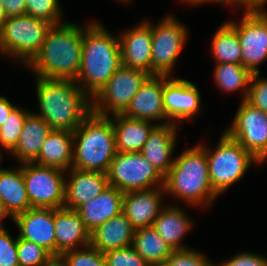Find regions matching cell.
Segmentation results:
<instances>
[{
	"mask_svg": "<svg viewBox=\"0 0 267 266\" xmlns=\"http://www.w3.org/2000/svg\"><path fill=\"white\" fill-rule=\"evenodd\" d=\"M62 22L52 25L41 49L26 65L37 77L76 81L82 58L83 30L89 25Z\"/></svg>",
	"mask_w": 267,
	"mask_h": 266,
	"instance_id": "cell-1",
	"label": "cell"
},
{
	"mask_svg": "<svg viewBox=\"0 0 267 266\" xmlns=\"http://www.w3.org/2000/svg\"><path fill=\"white\" fill-rule=\"evenodd\" d=\"M122 66L119 38L91 21L83 30L82 58L76 83L93 99Z\"/></svg>",
	"mask_w": 267,
	"mask_h": 266,
	"instance_id": "cell-2",
	"label": "cell"
},
{
	"mask_svg": "<svg viewBox=\"0 0 267 266\" xmlns=\"http://www.w3.org/2000/svg\"><path fill=\"white\" fill-rule=\"evenodd\" d=\"M39 113L51 129L73 132L92 112V99L75 82L36 76Z\"/></svg>",
	"mask_w": 267,
	"mask_h": 266,
	"instance_id": "cell-3",
	"label": "cell"
},
{
	"mask_svg": "<svg viewBox=\"0 0 267 266\" xmlns=\"http://www.w3.org/2000/svg\"><path fill=\"white\" fill-rule=\"evenodd\" d=\"M165 194L182 199L187 204L203 207L219 197L212 189L207 155L204 145L185 149L174 158V163L164 177Z\"/></svg>",
	"mask_w": 267,
	"mask_h": 266,
	"instance_id": "cell-4",
	"label": "cell"
},
{
	"mask_svg": "<svg viewBox=\"0 0 267 266\" xmlns=\"http://www.w3.org/2000/svg\"><path fill=\"white\" fill-rule=\"evenodd\" d=\"M117 153L111 118L91 112L73 131L72 168L107 173Z\"/></svg>",
	"mask_w": 267,
	"mask_h": 266,
	"instance_id": "cell-5",
	"label": "cell"
},
{
	"mask_svg": "<svg viewBox=\"0 0 267 266\" xmlns=\"http://www.w3.org/2000/svg\"><path fill=\"white\" fill-rule=\"evenodd\" d=\"M51 26L27 14L8 17L0 29V52L27 65L41 49Z\"/></svg>",
	"mask_w": 267,
	"mask_h": 266,
	"instance_id": "cell-6",
	"label": "cell"
},
{
	"mask_svg": "<svg viewBox=\"0 0 267 266\" xmlns=\"http://www.w3.org/2000/svg\"><path fill=\"white\" fill-rule=\"evenodd\" d=\"M204 148L211 187L218 196L241 179L252 163L259 165L248 151L225 132L212 152L208 147Z\"/></svg>",
	"mask_w": 267,
	"mask_h": 266,
	"instance_id": "cell-7",
	"label": "cell"
},
{
	"mask_svg": "<svg viewBox=\"0 0 267 266\" xmlns=\"http://www.w3.org/2000/svg\"><path fill=\"white\" fill-rule=\"evenodd\" d=\"M107 178L123 193L164 187V177L140 152H117Z\"/></svg>",
	"mask_w": 267,
	"mask_h": 266,
	"instance_id": "cell-8",
	"label": "cell"
},
{
	"mask_svg": "<svg viewBox=\"0 0 267 266\" xmlns=\"http://www.w3.org/2000/svg\"><path fill=\"white\" fill-rule=\"evenodd\" d=\"M151 30V76H171L176 60L186 42L187 27L170 14L156 25L151 24Z\"/></svg>",
	"mask_w": 267,
	"mask_h": 266,
	"instance_id": "cell-9",
	"label": "cell"
},
{
	"mask_svg": "<svg viewBox=\"0 0 267 266\" xmlns=\"http://www.w3.org/2000/svg\"><path fill=\"white\" fill-rule=\"evenodd\" d=\"M66 171L35 163H23L22 174L33 208H63Z\"/></svg>",
	"mask_w": 267,
	"mask_h": 266,
	"instance_id": "cell-10",
	"label": "cell"
},
{
	"mask_svg": "<svg viewBox=\"0 0 267 266\" xmlns=\"http://www.w3.org/2000/svg\"><path fill=\"white\" fill-rule=\"evenodd\" d=\"M149 76L144 71L120 66L92 99V112L101 116L122 114Z\"/></svg>",
	"mask_w": 267,
	"mask_h": 266,
	"instance_id": "cell-11",
	"label": "cell"
},
{
	"mask_svg": "<svg viewBox=\"0 0 267 266\" xmlns=\"http://www.w3.org/2000/svg\"><path fill=\"white\" fill-rule=\"evenodd\" d=\"M241 22L227 23L237 32L242 48V65L260 73L258 65L267 60V11L245 10Z\"/></svg>",
	"mask_w": 267,
	"mask_h": 266,
	"instance_id": "cell-12",
	"label": "cell"
},
{
	"mask_svg": "<svg viewBox=\"0 0 267 266\" xmlns=\"http://www.w3.org/2000/svg\"><path fill=\"white\" fill-rule=\"evenodd\" d=\"M258 162L267 153V113L242 101L234 120L225 131Z\"/></svg>",
	"mask_w": 267,
	"mask_h": 266,
	"instance_id": "cell-13",
	"label": "cell"
},
{
	"mask_svg": "<svg viewBox=\"0 0 267 266\" xmlns=\"http://www.w3.org/2000/svg\"><path fill=\"white\" fill-rule=\"evenodd\" d=\"M164 75L163 101L166 116L179 126L184 119H192L201 110L200 91L190 81Z\"/></svg>",
	"mask_w": 267,
	"mask_h": 266,
	"instance_id": "cell-14",
	"label": "cell"
},
{
	"mask_svg": "<svg viewBox=\"0 0 267 266\" xmlns=\"http://www.w3.org/2000/svg\"><path fill=\"white\" fill-rule=\"evenodd\" d=\"M164 75L149 76L132 97L124 116L155 122L157 125L171 123L166 116L163 101Z\"/></svg>",
	"mask_w": 267,
	"mask_h": 266,
	"instance_id": "cell-15",
	"label": "cell"
},
{
	"mask_svg": "<svg viewBox=\"0 0 267 266\" xmlns=\"http://www.w3.org/2000/svg\"><path fill=\"white\" fill-rule=\"evenodd\" d=\"M13 222L19 228L18 237L38 244L56 259L54 209L32 207L15 215Z\"/></svg>",
	"mask_w": 267,
	"mask_h": 266,
	"instance_id": "cell-16",
	"label": "cell"
},
{
	"mask_svg": "<svg viewBox=\"0 0 267 266\" xmlns=\"http://www.w3.org/2000/svg\"><path fill=\"white\" fill-rule=\"evenodd\" d=\"M122 66L138 69L151 76V22L144 21L119 34Z\"/></svg>",
	"mask_w": 267,
	"mask_h": 266,
	"instance_id": "cell-17",
	"label": "cell"
},
{
	"mask_svg": "<svg viewBox=\"0 0 267 266\" xmlns=\"http://www.w3.org/2000/svg\"><path fill=\"white\" fill-rule=\"evenodd\" d=\"M164 193V187L126 192L122 199V213L135 229L151 227L165 207L161 205Z\"/></svg>",
	"mask_w": 267,
	"mask_h": 266,
	"instance_id": "cell-18",
	"label": "cell"
},
{
	"mask_svg": "<svg viewBox=\"0 0 267 266\" xmlns=\"http://www.w3.org/2000/svg\"><path fill=\"white\" fill-rule=\"evenodd\" d=\"M68 172L69 179L65 180V209L77 210L109 186L107 173L74 168L66 171Z\"/></svg>",
	"mask_w": 267,
	"mask_h": 266,
	"instance_id": "cell-19",
	"label": "cell"
},
{
	"mask_svg": "<svg viewBox=\"0 0 267 266\" xmlns=\"http://www.w3.org/2000/svg\"><path fill=\"white\" fill-rule=\"evenodd\" d=\"M178 126L175 123L156 125L140 153L165 177L171 169Z\"/></svg>",
	"mask_w": 267,
	"mask_h": 266,
	"instance_id": "cell-20",
	"label": "cell"
},
{
	"mask_svg": "<svg viewBox=\"0 0 267 266\" xmlns=\"http://www.w3.org/2000/svg\"><path fill=\"white\" fill-rule=\"evenodd\" d=\"M56 259L63 253L90 245V231L76 210L54 209Z\"/></svg>",
	"mask_w": 267,
	"mask_h": 266,
	"instance_id": "cell-21",
	"label": "cell"
},
{
	"mask_svg": "<svg viewBox=\"0 0 267 266\" xmlns=\"http://www.w3.org/2000/svg\"><path fill=\"white\" fill-rule=\"evenodd\" d=\"M124 193L109 185L98 196L82 204L76 211L86 228L92 232L96 227L122 212Z\"/></svg>",
	"mask_w": 267,
	"mask_h": 266,
	"instance_id": "cell-22",
	"label": "cell"
},
{
	"mask_svg": "<svg viewBox=\"0 0 267 266\" xmlns=\"http://www.w3.org/2000/svg\"><path fill=\"white\" fill-rule=\"evenodd\" d=\"M135 228L121 212L90 232V245L102 253L132 246Z\"/></svg>",
	"mask_w": 267,
	"mask_h": 266,
	"instance_id": "cell-23",
	"label": "cell"
},
{
	"mask_svg": "<svg viewBox=\"0 0 267 266\" xmlns=\"http://www.w3.org/2000/svg\"><path fill=\"white\" fill-rule=\"evenodd\" d=\"M115 134L117 152H140L152 129L157 125L151 121L134 119L115 114L109 116Z\"/></svg>",
	"mask_w": 267,
	"mask_h": 266,
	"instance_id": "cell-24",
	"label": "cell"
},
{
	"mask_svg": "<svg viewBox=\"0 0 267 266\" xmlns=\"http://www.w3.org/2000/svg\"><path fill=\"white\" fill-rule=\"evenodd\" d=\"M73 162V132L52 129L43 145L37 159L33 162L40 166H48L68 171Z\"/></svg>",
	"mask_w": 267,
	"mask_h": 266,
	"instance_id": "cell-25",
	"label": "cell"
},
{
	"mask_svg": "<svg viewBox=\"0 0 267 266\" xmlns=\"http://www.w3.org/2000/svg\"><path fill=\"white\" fill-rule=\"evenodd\" d=\"M51 130L42 117L30 112L25 119L17 144L10 154L19 159L22 164L33 163Z\"/></svg>",
	"mask_w": 267,
	"mask_h": 266,
	"instance_id": "cell-26",
	"label": "cell"
},
{
	"mask_svg": "<svg viewBox=\"0 0 267 266\" xmlns=\"http://www.w3.org/2000/svg\"><path fill=\"white\" fill-rule=\"evenodd\" d=\"M193 224L184 209L167 205L156 217L152 227L172 250H184L188 247L181 242Z\"/></svg>",
	"mask_w": 267,
	"mask_h": 266,
	"instance_id": "cell-27",
	"label": "cell"
},
{
	"mask_svg": "<svg viewBox=\"0 0 267 266\" xmlns=\"http://www.w3.org/2000/svg\"><path fill=\"white\" fill-rule=\"evenodd\" d=\"M0 199L13 217L32 208L22 174V165L17 169L4 168L0 171Z\"/></svg>",
	"mask_w": 267,
	"mask_h": 266,
	"instance_id": "cell-28",
	"label": "cell"
},
{
	"mask_svg": "<svg viewBox=\"0 0 267 266\" xmlns=\"http://www.w3.org/2000/svg\"><path fill=\"white\" fill-rule=\"evenodd\" d=\"M132 247L149 266H161L173 251L152 226L135 229Z\"/></svg>",
	"mask_w": 267,
	"mask_h": 266,
	"instance_id": "cell-29",
	"label": "cell"
},
{
	"mask_svg": "<svg viewBox=\"0 0 267 266\" xmlns=\"http://www.w3.org/2000/svg\"><path fill=\"white\" fill-rule=\"evenodd\" d=\"M213 36L211 51L215 58V64L233 63L242 65V48L237 32L225 22Z\"/></svg>",
	"mask_w": 267,
	"mask_h": 266,
	"instance_id": "cell-30",
	"label": "cell"
},
{
	"mask_svg": "<svg viewBox=\"0 0 267 266\" xmlns=\"http://www.w3.org/2000/svg\"><path fill=\"white\" fill-rule=\"evenodd\" d=\"M214 80L224 92L240 91L243 89L242 101L246 100L253 73L241 64H215Z\"/></svg>",
	"mask_w": 267,
	"mask_h": 266,
	"instance_id": "cell-31",
	"label": "cell"
},
{
	"mask_svg": "<svg viewBox=\"0 0 267 266\" xmlns=\"http://www.w3.org/2000/svg\"><path fill=\"white\" fill-rule=\"evenodd\" d=\"M29 113L30 111L16 106L0 127V146L5 151L10 153L15 148Z\"/></svg>",
	"mask_w": 267,
	"mask_h": 266,
	"instance_id": "cell-32",
	"label": "cell"
},
{
	"mask_svg": "<svg viewBox=\"0 0 267 266\" xmlns=\"http://www.w3.org/2000/svg\"><path fill=\"white\" fill-rule=\"evenodd\" d=\"M17 251L20 266H48L56 260L43 247L18 236Z\"/></svg>",
	"mask_w": 267,
	"mask_h": 266,
	"instance_id": "cell-33",
	"label": "cell"
},
{
	"mask_svg": "<svg viewBox=\"0 0 267 266\" xmlns=\"http://www.w3.org/2000/svg\"><path fill=\"white\" fill-rule=\"evenodd\" d=\"M57 260L61 266H106L104 253L91 245L67 251Z\"/></svg>",
	"mask_w": 267,
	"mask_h": 266,
	"instance_id": "cell-34",
	"label": "cell"
},
{
	"mask_svg": "<svg viewBox=\"0 0 267 266\" xmlns=\"http://www.w3.org/2000/svg\"><path fill=\"white\" fill-rule=\"evenodd\" d=\"M26 14L51 25L61 24L63 20L59 0H26Z\"/></svg>",
	"mask_w": 267,
	"mask_h": 266,
	"instance_id": "cell-35",
	"label": "cell"
},
{
	"mask_svg": "<svg viewBox=\"0 0 267 266\" xmlns=\"http://www.w3.org/2000/svg\"><path fill=\"white\" fill-rule=\"evenodd\" d=\"M104 257L106 266H149L132 246L107 251Z\"/></svg>",
	"mask_w": 267,
	"mask_h": 266,
	"instance_id": "cell-36",
	"label": "cell"
},
{
	"mask_svg": "<svg viewBox=\"0 0 267 266\" xmlns=\"http://www.w3.org/2000/svg\"><path fill=\"white\" fill-rule=\"evenodd\" d=\"M161 266H215L207 257L194 249L173 250Z\"/></svg>",
	"mask_w": 267,
	"mask_h": 266,
	"instance_id": "cell-37",
	"label": "cell"
},
{
	"mask_svg": "<svg viewBox=\"0 0 267 266\" xmlns=\"http://www.w3.org/2000/svg\"><path fill=\"white\" fill-rule=\"evenodd\" d=\"M259 74L253 73L245 101L267 113V78H260Z\"/></svg>",
	"mask_w": 267,
	"mask_h": 266,
	"instance_id": "cell-38",
	"label": "cell"
},
{
	"mask_svg": "<svg viewBox=\"0 0 267 266\" xmlns=\"http://www.w3.org/2000/svg\"><path fill=\"white\" fill-rule=\"evenodd\" d=\"M0 266H20L17 238L13 239L6 228H0Z\"/></svg>",
	"mask_w": 267,
	"mask_h": 266,
	"instance_id": "cell-39",
	"label": "cell"
},
{
	"mask_svg": "<svg viewBox=\"0 0 267 266\" xmlns=\"http://www.w3.org/2000/svg\"><path fill=\"white\" fill-rule=\"evenodd\" d=\"M219 266H267V257L251 251H242Z\"/></svg>",
	"mask_w": 267,
	"mask_h": 266,
	"instance_id": "cell-40",
	"label": "cell"
},
{
	"mask_svg": "<svg viewBox=\"0 0 267 266\" xmlns=\"http://www.w3.org/2000/svg\"><path fill=\"white\" fill-rule=\"evenodd\" d=\"M7 17L26 14V0H2Z\"/></svg>",
	"mask_w": 267,
	"mask_h": 266,
	"instance_id": "cell-41",
	"label": "cell"
},
{
	"mask_svg": "<svg viewBox=\"0 0 267 266\" xmlns=\"http://www.w3.org/2000/svg\"><path fill=\"white\" fill-rule=\"evenodd\" d=\"M16 105H12L11 102L4 96H0V127L4 124V121L9 117Z\"/></svg>",
	"mask_w": 267,
	"mask_h": 266,
	"instance_id": "cell-42",
	"label": "cell"
},
{
	"mask_svg": "<svg viewBox=\"0 0 267 266\" xmlns=\"http://www.w3.org/2000/svg\"><path fill=\"white\" fill-rule=\"evenodd\" d=\"M184 1L185 3H189V4H192V5H198L199 4L201 5L202 3H209V2H218L219 4H223L225 3L224 6H231V5H234V6H241V0H182Z\"/></svg>",
	"mask_w": 267,
	"mask_h": 266,
	"instance_id": "cell-43",
	"label": "cell"
},
{
	"mask_svg": "<svg viewBox=\"0 0 267 266\" xmlns=\"http://www.w3.org/2000/svg\"><path fill=\"white\" fill-rule=\"evenodd\" d=\"M267 0H241V7L246 10H265L263 7Z\"/></svg>",
	"mask_w": 267,
	"mask_h": 266,
	"instance_id": "cell-44",
	"label": "cell"
},
{
	"mask_svg": "<svg viewBox=\"0 0 267 266\" xmlns=\"http://www.w3.org/2000/svg\"><path fill=\"white\" fill-rule=\"evenodd\" d=\"M6 216L10 217L13 221V216L6 209L4 202L0 199V228H5L2 226L1 222L6 218Z\"/></svg>",
	"mask_w": 267,
	"mask_h": 266,
	"instance_id": "cell-45",
	"label": "cell"
},
{
	"mask_svg": "<svg viewBox=\"0 0 267 266\" xmlns=\"http://www.w3.org/2000/svg\"><path fill=\"white\" fill-rule=\"evenodd\" d=\"M7 18L8 17L5 13L4 4H3L2 0H0V29L2 28L4 22L6 21Z\"/></svg>",
	"mask_w": 267,
	"mask_h": 266,
	"instance_id": "cell-46",
	"label": "cell"
},
{
	"mask_svg": "<svg viewBox=\"0 0 267 266\" xmlns=\"http://www.w3.org/2000/svg\"><path fill=\"white\" fill-rule=\"evenodd\" d=\"M48 266H61L60 262L56 259L54 262H52L50 265Z\"/></svg>",
	"mask_w": 267,
	"mask_h": 266,
	"instance_id": "cell-47",
	"label": "cell"
},
{
	"mask_svg": "<svg viewBox=\"0 0 267 266\" xmlns=\"http://www.w3.org/2000/svg\"><path fill=\"white\" fill-rule=\"evenodd\" d=\"M267 159V153L262 157V159L259 161V164H262L264 162H266Z\"/></svg>",
	"mask_w": 267,
	"mask_h": 266,
	"instance_id": "cell-48",
	"label": "cell"
},
{
	"mask_svg": "<svg viewBox=\"0 0 267 266\" xmlns=\"http://www.w3.org/2000/svg\"><path fill=\"white\" fill-rule=\"evenodd\" d=\"M1 151V150H0ZM3 155H2V153L0 152V162H2V157ZM3 170V168L2 167H0V171H2Z\"/></svg>",
	"mask_w": 267,
	"mask_h": 266,
	"instance_id": "cell-49",
	"label": "cell"
},
{
	"mask_svg": "<svg viewBox=\"0 0 267 266\" xmlns=\"http://www.w3.org/2000/svg\"><path fill=\"white\" fill-rule=\"evenodd\" d=\"M119 1H121V2H122V1H123V2H125V1H126V2H129L130 0H119Z\"/></svg>",
	"mask_w": 267,
	"mask_h": 266,
	"instance_id": "cell-50",
	"label": "cell"
}]
</instances>
